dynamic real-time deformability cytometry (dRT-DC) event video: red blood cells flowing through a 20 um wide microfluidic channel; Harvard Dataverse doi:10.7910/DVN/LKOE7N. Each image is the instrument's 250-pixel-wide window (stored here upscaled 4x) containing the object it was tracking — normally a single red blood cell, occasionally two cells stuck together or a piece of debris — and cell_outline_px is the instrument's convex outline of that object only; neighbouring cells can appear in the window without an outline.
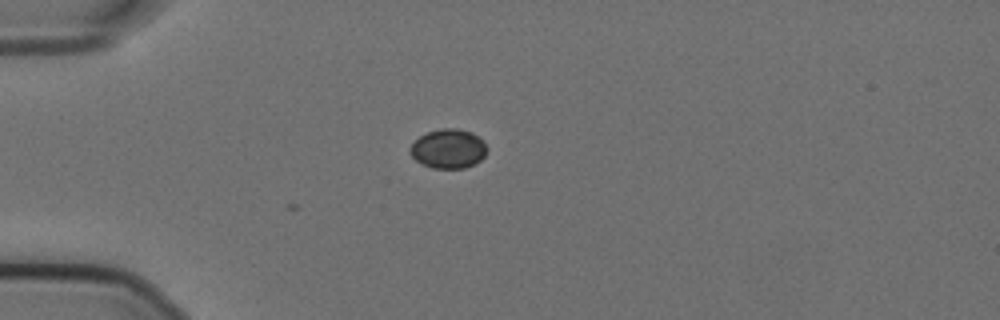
{"species": "Egyptian fruit bat (a non-hibernating species)", "species_latin": "Rousettus aegyptiacus", "temperature_condition": "cold", "stored_images_in_passage": 7, "camera_frame_rate_fps": 3000, "um_per_image_px": 0.085, "animal": {"sex": "female"}, "frame": {"image": 1, "passage_image": 1, "time_ms": 0.0, "image_size_px": [1000, 320], "cell_outline_px": [[488, 148], [484, 156], [480, 160], [464, 168], [432, 168], [420, 164], [408, 152], [408, 148], [420, 136], [428, 132], [440, 128], [460, 128], [472, 132], [484, 140]], "centroid_in_image_um": [38.11, 12.63], "position_along_channel_um": 46.9, "area_um2": 17.8}}
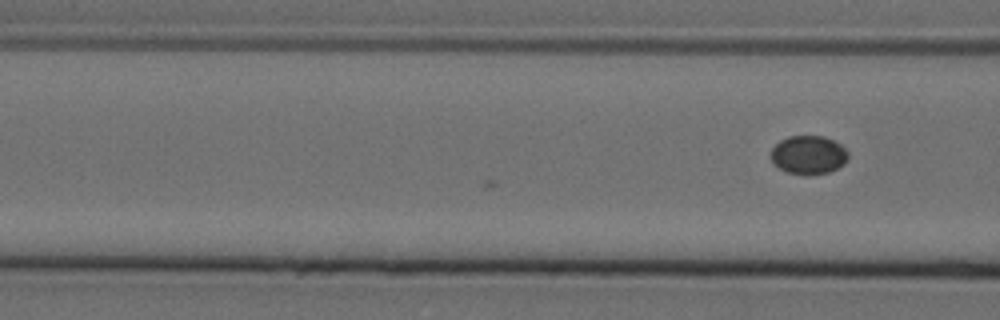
{"frame": {"image": 2, "passage_image": 7, "time_ms": 2.0, "image_size_px": [1000, 320], "cell_outline_px": [[848, 160], [844, 164], [828, 172], [808, 176], [804, 176], [788, 172], [780, 168], [772, 160], [772, 148], [780, 140], [788, 136], [824, 136], [840, 144], [848, 152]], "centroid_in_image_um": [68.74, 13.17], "position_along_channel_um": 97.9, "area_um2": 17.34}}